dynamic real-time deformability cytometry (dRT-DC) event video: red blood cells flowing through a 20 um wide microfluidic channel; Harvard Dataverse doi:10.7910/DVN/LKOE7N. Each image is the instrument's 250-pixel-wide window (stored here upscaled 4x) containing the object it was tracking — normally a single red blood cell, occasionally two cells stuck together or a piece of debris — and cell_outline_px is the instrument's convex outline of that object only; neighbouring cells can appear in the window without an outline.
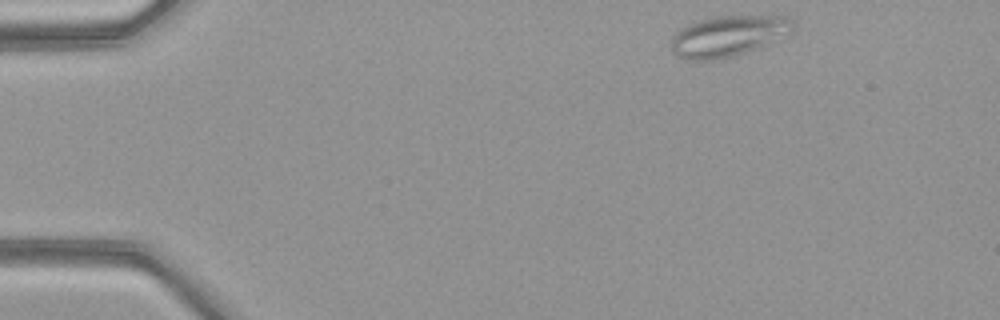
{"species": "common noctule bat (a hibernating species)", "species_latin": "Nyctalus noctula", "temperature_condition": "warm", "stored_images_in_passage": 44, "camera_frame_rate_fps": 3000, "um_per_image_px": 0.085, "animal": {"sex": "female", "body_mass_g": 21.9}, "frame": {"image": 1, "passage_image": 1, "time_ms": 0.0, "image_size_px": [1000, 320], "cell_outline_px": [[796, 28], [792, 32], [756, 48], [732, 56], [712, 60], [688, 60], [672, 52], [672, 36], [680, 28], [688, 24], [700, 20], [716, 16], [784, 16], [792, 20]], "centroid_in_image_um": [61.88, 3.05], "position_along_channel_um": 23.1, "area_um2": 28.61}}
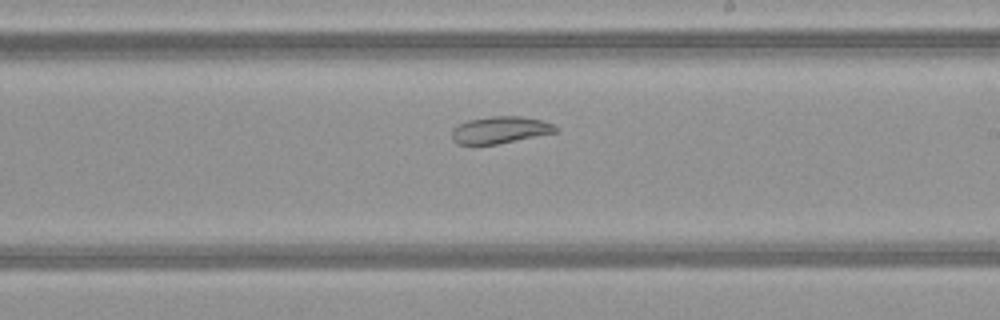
{"frame": {"image": 2, "passage_image": 24, "time_ms": 7.667, "image_size_px": [1000, 320], "cell_outline_px": [[560, 128], [556, 132], [496, 144], [456, 144], [452, 140], [452, 128], [468, 120], [492, 116], [524, 116], [540, 120], [552, 124]], "centroid_in_image_um": [42.49, 11.04], "position_along_channel_um": 246.5, "area_um2": 16.18}}
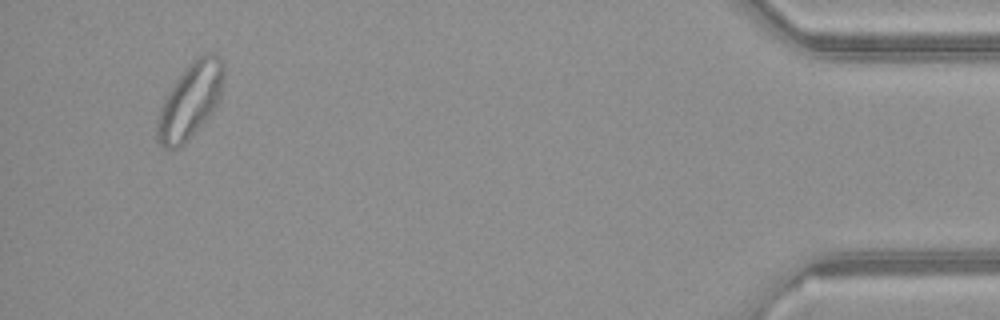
{"frame": {"image": 3, "passage_image": 42, "time_ms": 13.667, "image_size_px": [1000, 320], "cell_outline_px": [[224, 72], [220, 100], [212, 112], [188, 140], [184, 144], [176, 148], [164, 148], [156, 140], [156, 120], [164, 96], [184, 68], [196, 56], [208, 52], [212, 52], [220, 56], [224, 64]], "centroid_in_image_um": [16.16, 8.52], "position_along_channel_um": 419.0, "area_um2": 29.65}, "authors_computed_cell_mechanics": {"area_um2": 23.7558, "velocity_mm_per_s": 4.1104, "shape_relaxation_time_tau1_ms": null, "shape_relaxation_time_tau2_ms": 4.8076, "deformation_change_tau1": null, "deformation_change_tau2": 0.0967}}